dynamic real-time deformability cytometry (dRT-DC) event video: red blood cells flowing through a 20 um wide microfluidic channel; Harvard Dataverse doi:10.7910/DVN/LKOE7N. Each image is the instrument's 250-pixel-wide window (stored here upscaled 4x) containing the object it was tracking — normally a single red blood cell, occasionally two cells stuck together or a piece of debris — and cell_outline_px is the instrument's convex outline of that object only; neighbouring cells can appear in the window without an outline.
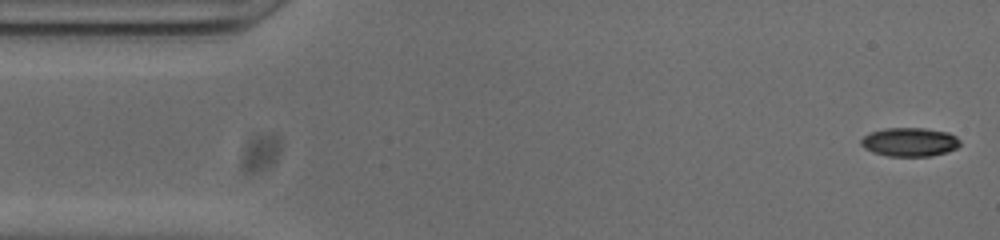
{"species": "common noctule bat (a hibernating species)", "species_latin": "Nyctalus noctula", "temperature_condition": "cold", "stored_images_in_passage": 51, "camera_frame_rate_fps": 3000, "um_per_image_px": 0.085, "animal": {"sex": "male", "body_mass_g": 20.0, "forearm_length_mm": 53.3}, "frame": {"image": 1, "passage_image": 1, "time_ms": 0.0, "image_size_px": [1000, 240], "cell_outline_px": [[960, 144], [956, 148], [948, 152], [932, 156], [888, 156], [872, 152], [864, 148], [860, 144], [860, 140], [864, 136], [872, 132], [884, 128], [924, 128], [948, 132], [956, 136], [960, 140]], "centroid_in_image_um": [77.33, 12.07], "position_along_channel_um": 7.7, "area_um2": 16.7}}
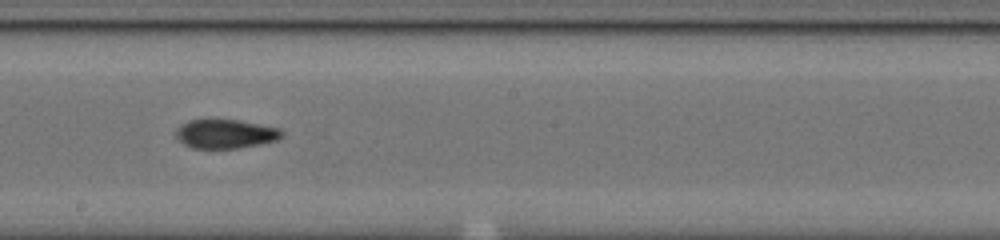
{"frame": {"image": 2, "passage_image": 27, "time_ms": 8.667, "image_size_px": [1000, 240], "cell_outline_px": [[284, 136], [276, 140], [260, 144], [240, 148], [192, 148], [184, 144], [176, 136], [176, 128], [188, 120], [240, 120], [280, 128], [284, 132]], "centroid_in_image_um": [19.2, 11.38], "position_along_channel_um": 229.0, "area_um2": 17.92}}
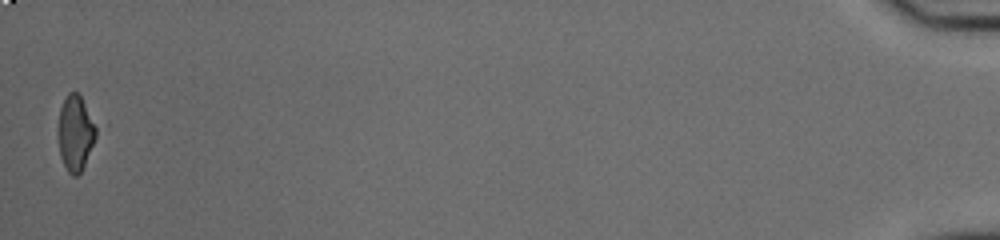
{"frame": {"image": 3, "passage_image": 51, "time_ms": 16.667, "image_size_px": [1000, 240], "cell_outline_px": [[100, 128], [84, 164], [80, 172], [76, 176], [72, 176], [68, 172], [60, 156], [56, 132], [60, 108], [68, 92], [76, 92], [80, 96]], "centroid_in_image_um": [6.41, 11.29], "position_along_channel_um": 428.8, "area_um2": 17.05}, "authors_computed_cell_mechanics": {"area_um2": 17.5134, "velocity_mm_per_s": 3.8582, "shape_relaxation_time_tau1_ms": null, "shape_relaxation_time_tau2_ms": 3.3999, "deformation_change_tau1": null, "deformation_change_tau2": 0.0972}}